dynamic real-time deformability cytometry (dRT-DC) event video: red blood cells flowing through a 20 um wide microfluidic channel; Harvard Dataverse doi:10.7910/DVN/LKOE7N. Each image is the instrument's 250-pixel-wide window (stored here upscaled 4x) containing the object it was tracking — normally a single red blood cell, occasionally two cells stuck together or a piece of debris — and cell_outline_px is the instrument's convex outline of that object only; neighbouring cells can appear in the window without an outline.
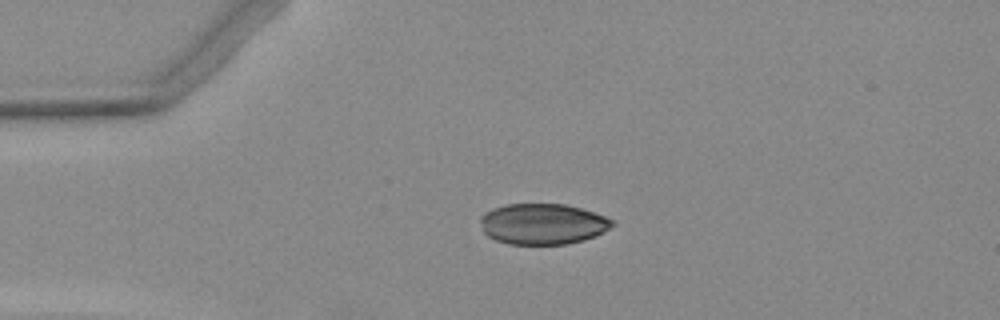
{"species": "Egyptian fruit bat (a non-hibernating species)", "species_latin": "Rousettus aegyptiacus", "temperature_condition": "warm", "stored_images_in_passage": 11, "camera_frame_rate_fps": 3000, "um_per_image_px": 0.085, "animal": {"sex": "female"}, "frame": {"image": 1, "passage_image": 4, "time_ms": 1.0, "image_size_px": [1000, 320], "cell_outline_px": [[616, 224], [596, 236], [584, 240], [564, 244], [508, 244], [496, 240], [488, 236], [484, 232], [480, 220], [480, 216], [484, 212], [492, 208], [504, 204], [564, 204], [580, 208], [604, 216], [612, 220]], "centroid_in_image_um": [46.11, 19.03], "position_along_channel_um": 38.9, "area_um2": 31.39}}
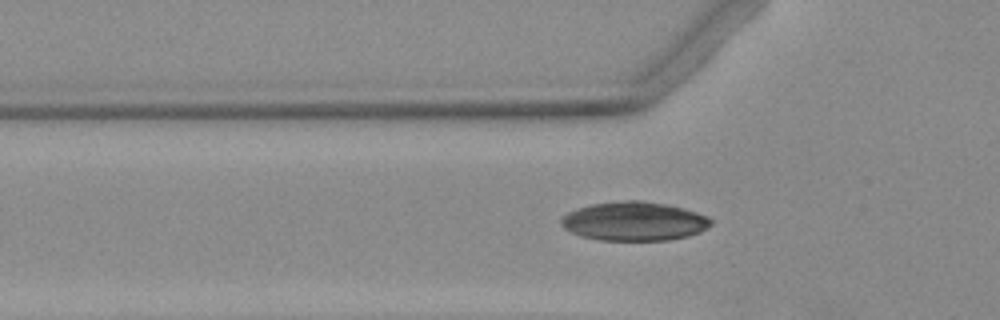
{"frame": {"image": 2, "passage_image": 9, "time_ms": 2.667, "image_size_px": [1000, 320], "cell_outline_px": [[712, 224], [700, 232], [688, 236], [668, 240], [600, 240], [584, 236], [572, 232], [564, 228], [560, 220], [560, 216], [576, 208], [592, 204], [624, 200], [636, 200], [668, 204], [684, 208], [708, 216], [712, 220]], "centroid_in_image_um": [53.91, 18.8], "position_along_channel_um": 71.9, "area_um2": 33.99}}